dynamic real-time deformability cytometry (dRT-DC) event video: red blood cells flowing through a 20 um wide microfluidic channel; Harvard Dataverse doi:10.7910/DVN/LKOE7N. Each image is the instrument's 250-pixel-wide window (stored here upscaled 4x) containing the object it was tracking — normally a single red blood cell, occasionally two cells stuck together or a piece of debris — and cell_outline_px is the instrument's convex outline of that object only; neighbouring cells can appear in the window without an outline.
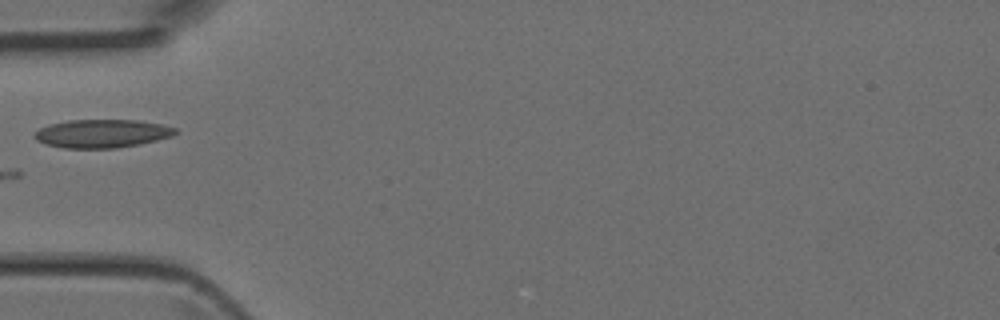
{"species": "Egyptian fruit bat (a non-hibernating species)", "species_latin": "Rousettus aegyptiacus", "temperature_condition": "room temperature", "stored_images_in_passage": 4, "camera_frame_rate_fps": 3000, "um_per_image_px": 0.085, "animal": {"sex": "female"}, "frame": {"image": 1, "passage_image": 4, "time_ms": 1.0, "image_size_px": [1000, 320], "cell_outline_px": [[180, 132], [172, 136], [140, 144], [116, 148], [64, 148], [44, 144], [36, 140], [32, 136], [40, 128], [48, 124], [68, 120], [140, 120], [160, 124], [176, 128]], "centroid_in_image_um": [8.66, 11.35], "position_along_channel_um": 76.3, "area_um2": 23.41}}